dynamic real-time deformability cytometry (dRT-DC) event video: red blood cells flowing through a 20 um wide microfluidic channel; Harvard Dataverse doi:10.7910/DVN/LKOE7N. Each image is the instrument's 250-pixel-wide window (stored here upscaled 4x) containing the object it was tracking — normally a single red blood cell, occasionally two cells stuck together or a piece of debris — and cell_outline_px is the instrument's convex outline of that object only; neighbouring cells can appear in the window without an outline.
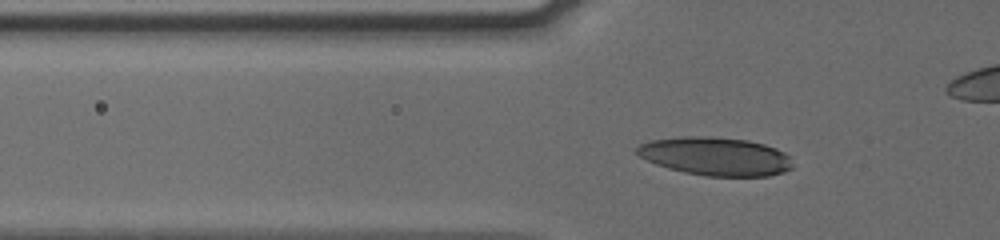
{"species": "human", "species_latin": "Homo sapiens", "temperature_condition": "cold", "stored_images_in_passage": 45, "camera_frame_rate_fps": 3000, "um_per_image_px": 0.085, "donor": {"sex": "male"}, "frame": {"image": 1, "passage_image": 15, "time_ms": 4.667, "image_size_px": [1000, 240], "cell_outline_px": [[792, 168], [784, 172], [768, 176], [704, 176], [684, 172], [668, 168], [656, 164], [640, 156], [636, 152], [636, 148], [640, 144], [652, 140], [680, 136], [712, 136], [748, 140], [764, 144], [776, 148], [784, 152], [788, 156], [792, 164]], "centroid_in_image_um": [60.82, 13.28], "position_along_channel_um": 65.0, "area_um2": 34.85}}
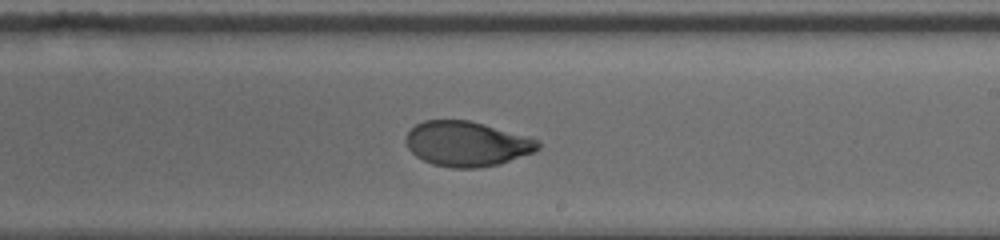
{"frame": {"image": 2, "passage_image": 30, "time_ms": 9.667, "image_size_px": [1000, 240], "cell_outline_px": [[540, 148], [536, 152], [500, 164], [476, 168], [452, 168], [432, 164], [416, 156], [408, 148], [404, 140], [408, 132], [416, 124], [424, 120], [468, 120], [540, 140]], "centroid_in_image_um": [39.68, 12.24], "position_along_channel_um": 249.3, "area_um2": 34.62}}
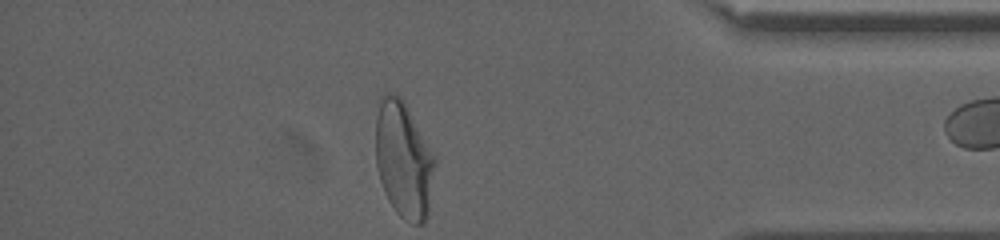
{"frame": {"image": 3, "passage_image": 44, "time_ms": 14.333, "image_size_px": [1000, 240], "cell_outline_px": [[436, 164], [428, 216], [420, 224], [412, 224], [404, 220], [396, 212], [388, 200], [384, 192], [380, 180], [376, 164], [376, 116], [380, 96], [388, 92], [400, 96], [404, 100], [436, 156]], "centroid_in_image_um": [34.32, 13.58], "position_along_channel_um": 400.9, "area_um2": 40.81}}